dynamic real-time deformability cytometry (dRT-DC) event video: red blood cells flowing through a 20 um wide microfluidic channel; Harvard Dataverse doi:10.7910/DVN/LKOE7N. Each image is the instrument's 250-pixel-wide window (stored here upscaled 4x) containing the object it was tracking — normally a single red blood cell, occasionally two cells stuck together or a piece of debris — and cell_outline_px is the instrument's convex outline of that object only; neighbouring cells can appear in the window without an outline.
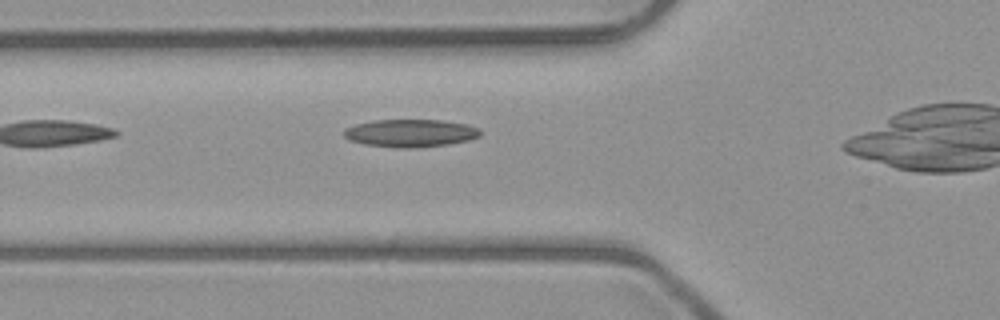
{"species": "common noctule bat (a hibernating species)", "species_latin": "Nyctalus noctula", "temperature_condition": "room temperature", "stored_images_in_passage": 3, "camera_frame_rate_fps": 3000, "um_per_image_px": 0.085, "animal": {"sex": "male", "body_mass_g": 23.1, "forearm_length_mm": 52.7}, "frame": {"image": 1, "passage_image": 2, "time_ms": 1.333, "image_size_px": [1000, 320], "cell_outline_px": [[480, 136], [468, 140], [448, 144], [408, 148], [400, 148], [364, 144], [348, 140], [344, 136], [344, 128], [356, 124], [372, 120], [444, 120], [468, 124], [480, 128]], "centroid_in_image_um": [34.88, 11.3], "position_along_channel_um": 90.9, "area_um2": 22.08}}